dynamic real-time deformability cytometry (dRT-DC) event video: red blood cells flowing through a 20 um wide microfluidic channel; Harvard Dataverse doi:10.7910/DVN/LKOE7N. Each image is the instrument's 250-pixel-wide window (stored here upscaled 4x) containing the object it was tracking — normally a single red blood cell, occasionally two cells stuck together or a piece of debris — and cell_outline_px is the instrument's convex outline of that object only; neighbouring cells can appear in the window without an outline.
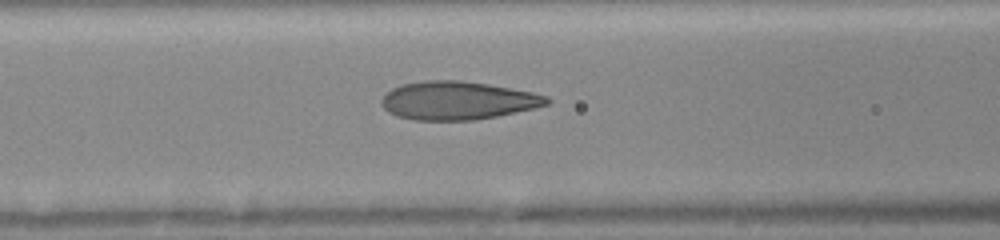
{"species": "human", "species_latin": "Homo sapiens", "temperature_condition": "room temperature", "stored_images_in_passage": 5, "segment_of_instrument_passage": [1, 2], "camera_frame_rate_fps": 3000, "um_per_image_px": 0.085, "donor": {"sex": "female"}, "frame": {"image": 1, "passage_image": 4, "time_ms": 2.333, "image_size_px": [1000, 240], "cell_outline_px": [[552, 100], [548, 104], [536, 108], [496, 116], [472, 120], [412, 120], [396, 116], [388, 112], [380, 104], [380, 100], [392, 88], [400, 84], [424, 80], [460, 80], [488, 84], [532, 92], [548, 96]], "centroid_in_image_um": [38.88, 8.54], "position_along_channel_um": 127.7, "area_um2": 37.05}}